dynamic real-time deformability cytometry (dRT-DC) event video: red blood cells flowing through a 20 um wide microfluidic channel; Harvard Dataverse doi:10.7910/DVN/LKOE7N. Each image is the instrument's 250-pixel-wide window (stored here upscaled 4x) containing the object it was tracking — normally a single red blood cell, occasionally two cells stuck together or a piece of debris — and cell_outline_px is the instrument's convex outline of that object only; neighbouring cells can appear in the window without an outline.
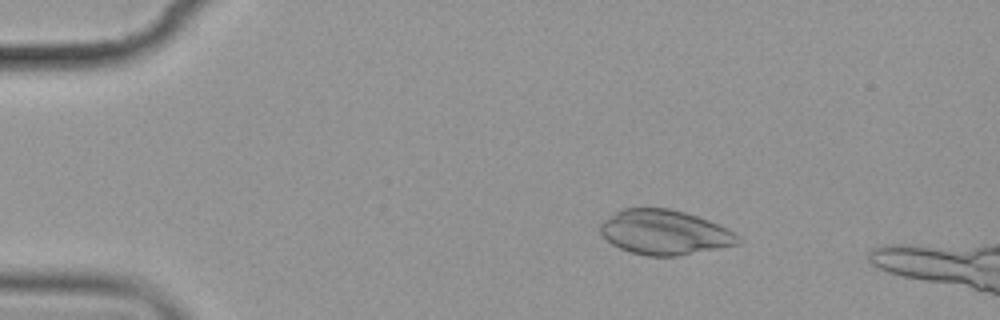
{"species": "common noctule bat (a hibernating species)", "species_latin": "Nyctalus noctula", "temperature_condition": "cold", "stored_images_in_passage": 4, "camera_frame_rate_fps": 3000, "um_per_image_px": 0.085, "animal": {"sex": "female", "body_mass_g": 19.9}, "frame": {"image": 1, "passage_image": 2, "time_ms": 2.333, "image_size_px": [1000, 320], "cell_outline_px": [[740, 244], [676, 256], [644, 256], [628, 252], [612, 244], [600, 232], [600, 224], [604, 220], [616, 212], [624, 208], [668, 208], [684, 212], [708, 220], [728, 228], [740, 240]], "centroid_in_image_um": [56.47, 19.76], "position_along_channel_um": 28.5, "area_um2": 35.66}}